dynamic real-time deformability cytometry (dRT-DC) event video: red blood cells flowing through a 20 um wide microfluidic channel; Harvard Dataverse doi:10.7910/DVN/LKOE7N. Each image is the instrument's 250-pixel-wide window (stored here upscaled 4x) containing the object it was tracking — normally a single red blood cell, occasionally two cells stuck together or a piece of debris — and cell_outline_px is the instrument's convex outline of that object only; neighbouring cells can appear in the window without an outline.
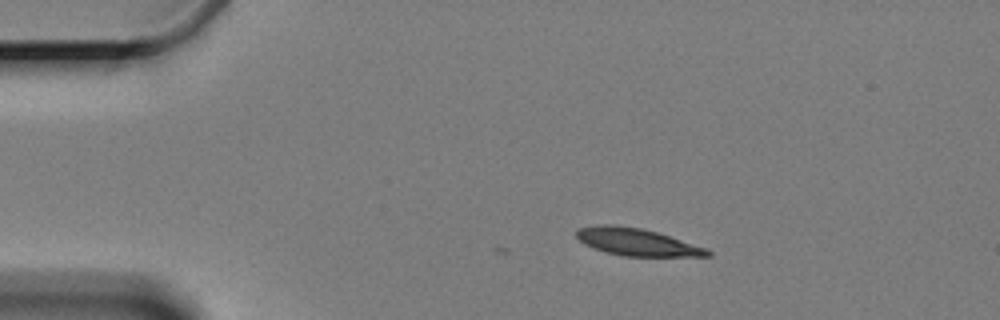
{"species": "Egyptian fruit bat (a non-hibernating species)", "species_latin": "Rousettus aegyptiacus", "temperature_condition": "cold", "stored_images_in_passage": 4, "camera_frame_rate_fps": 3000, "um_per_image_px": 0.085, "animal": {"sex": "female"}, "frame": {"image": 1, "passage_image": 1, "time_ms": 0.0, "image_size_px": [1000, 320], "cell_outline_px": [[712, 256], [624, 256], [604, 252], [592, 248], [584, 244], [576, 236], [576, 228], [596, 224], [616, 224], [640, 228], [656, 232], [704, 248], [712, 252]], "centroid_in_image_um": [54.03, 20.56], "position_along_channel_um": 31.0, "area_um2": 20.75}}
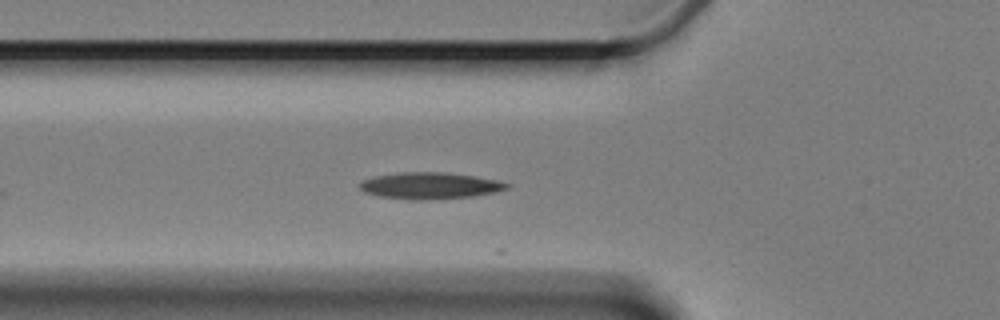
{"frame": {"image": 2, "passage_image": 4, "time_ms": 3.333, "image_size_px": [1000, 320], "cell_outline_px": [[512, 184], [508, 188], [492, 192], [472, 196], [428, 200], [412, 200], [380, 196], [364, 192], [356, 184], [360, 180], [376, 176], [400, 172], [444, 172], [476, 176], [496, 180]], "centroid_in_image_um": [36.49, 15.78], "position_along_channel_um": 89.3, "area_um2": 22.83}}